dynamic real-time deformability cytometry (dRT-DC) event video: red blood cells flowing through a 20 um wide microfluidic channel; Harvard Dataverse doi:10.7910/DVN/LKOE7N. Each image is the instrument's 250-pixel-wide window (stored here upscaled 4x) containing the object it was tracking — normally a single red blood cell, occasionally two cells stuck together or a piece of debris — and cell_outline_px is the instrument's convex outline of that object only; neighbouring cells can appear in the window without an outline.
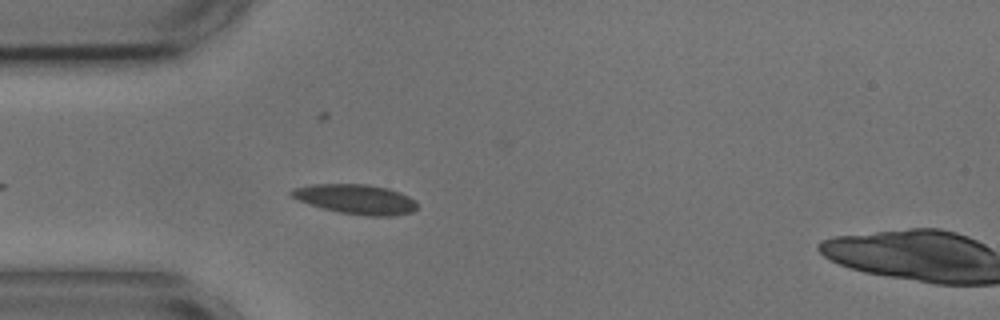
{"species": "common noctule bat (a hibernating species)", "species_latin": "Nyctalus noctula", "temperature_condition": "cold", "stored_images_in_passage": 29, "camera_frame_rate_fps": 3000, "um_per_image_px": 0.085, "animal": {"sex": "male", "body_mass_g": 17.9, "forearm_length_mm": 54.2}, "frame": {"image": 1, "passage_image": 5, "time_ms": 1.333, "image_size_px": [1000, 320], "cell_outline_px": [[416, 208], [412, 212], [392, 216], [368, 216], [340, 212], [324, 208], [300, 200], [292, 196], [288, 192], [292, 188], [312, 184], [368, 184], [388, 188], [400, 192], [416, 200]], "centroid_in_image_um": [30.27, 16.92], "position_along_channel_um": 54.7, "area_um2": 21.62}}